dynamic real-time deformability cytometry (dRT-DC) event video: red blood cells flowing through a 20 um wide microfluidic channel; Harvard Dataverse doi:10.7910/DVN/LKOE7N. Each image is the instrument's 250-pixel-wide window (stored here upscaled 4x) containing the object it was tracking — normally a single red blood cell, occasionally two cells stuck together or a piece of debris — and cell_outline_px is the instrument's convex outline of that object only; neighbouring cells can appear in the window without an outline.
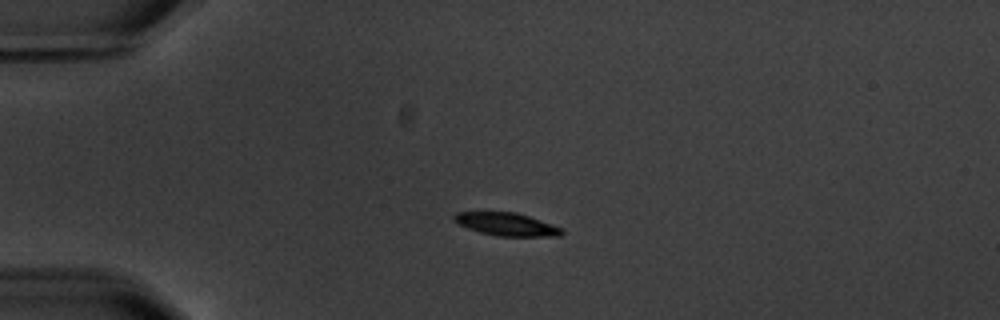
{"species": "common noctule bat (a hibernating species)", "species_latin": "Nyctalus noctula", "temperature_condition": "warm", "stored_images_in_passage": 1, "camera_frame_rate_fps": 3000, "um_per_image_px": 0.085, "animal": {"sex": "male", "body_mass_g": 20.1, "forearm_length_mm": 53.5}, "frame": {"image": 1, "passage_image": 1, "time_ms": 0.0, "image_size_px": [1000, 320], "cell_outline_px": [[564, 232], [560, 236], [496, 236], [480, 232], [468, 228], [452, 220], [452, 216], [456, 212], [516, 212], [528, 216], [560, 228]], "centroid_in_image_um": [43.0, 19.06], "position_along_channel_um": 42.0, "area_um2": 14.16}}